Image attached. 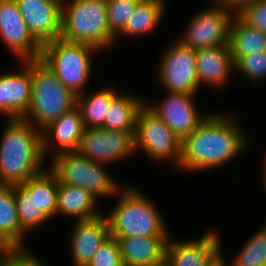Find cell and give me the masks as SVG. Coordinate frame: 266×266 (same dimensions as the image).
I'll return each mask as SVG.
<instances>
[{"instance_id":"cell-8","label":"cell","mask_w":266,"mask_h":266,"mask_svg":"<svg viewBox=\"0 0 266 266\" xmlns=\"http://www.w3.org/2000/svg\"><path fill=\"white\" fill-rule=\"evenodd\" d=\"M134 136L136 152L162 163L170 160L172 169L179 171L182 139L146 105L137 114Z\"/></svg>"},{"instance_id":"cell-39","label":"cell","mask_w":266,"mask_h":266,"mask_svg":"<svg viewBox=\"0 0 266 266\" xmlns=\"http://www.w3.org/2000/svg\"><path fill=\"white\" fill-rule=\"evenodd\" d=\"M151 266H168L167 263H166V260L159 263V264H156V265H151Z\"/></svg>"},{"instance_id":"cell-28","label":"cell","mask_w":266,"mask_h":266,"mask_svg":"<svg viewBox=\"0 0 266 266\" xmlns=\"http://www.w3.org/2000/svg\"><path fill=\"white\" fill-rule=\"evenodd\" d=\"M58 179L48 168L36 175V202L49 219L57 215Z\"/></svg>"},{"instance_id":"cell-5","label":"cell","mask_w":266,"mask_h":266,"mask_svg":"<svg viewBox=\"0 0 266 266\" xmlns=\"http://www.w3.org/2000/svg\"><path fill=\"white\" fill-rule=\"evenodd\" d=\"M31 100L22 119L42 131L76 106V98L40 59L31 60Z\"/></svg>"},{"instance_id":"cell-11","label":"cell","mask_w":266,"mask_h":266,"mask_svg":"<svg viewBox=\"0 0 266 266\" xmlns=\"http://www.w3.org/2000/svg\"><path fill=\"white\" fill-rule=\"evenodd\" d=\"M135 132L85 128L76 152L92 161L111 164L136 154Z\"/></svg>"},{"instance_id":"cell-31","label":"cell","mask_w":266,"mask_h":266,"mask_svg":"<svg viewBox=\"0 0 266 266\" xmlns=\"http://www.w3.org/2000/svg\"><path fill=\"white\" fill-rule=\"evenodd\" d=\"M140 0H106L108 27L116 37L125 27Z\"/></svg>"},{"instance_id":"cell-40","label":"cell","mask_w":266,"mask_h":266,"mask_svg":"<svg viewBox=\"0 0 266 266\" xmlns=\"http://www.w3.org/2000/svg\"><path fill=\"white\" fill-rule=\"evenodd\" d=\"M262 227L266 230V223L264 222V224L262 225Z\"/></svg>"},{"instance_id":"cell-22","label":"cell","mask_w":266,"mask_h":266,"mask_svg":"<svg viewBox=\"0 0 266 266\" xmlns=\"http://www.w3.org/2000/svg\"><path fill=\"white\" fill-rule=\"evenodd\" d=\"M120 92L110 103L103 129L135 132L136 118L145 105L143 97L129 92Z\"/></svg>"},{"instance_id":"cell-7","label":"cell","mask_w":266,"mask_h":266,"mask_svg":"<svg viewBox=\"0 0 266 266\" xmlns=\"http://www.w3.org/2000/svg\"><path fill=\"white\" fill-rule=\"evenodd\" d=\"M49 169L61 183L81 187L97 199L117 196L119 182L105 170L106 164L81 156L76 151L61 152L51 158Z\"/></svg>"},{"instance_id":"cell-9","label":"cell","mask_w":266,"mask_h":266,"mask_svg":"<svg viewBox=\"0 0 266 266\" xmlns=\"http://www.w3.org/2000/svg\"><path fill=\"white\" fill-rule=\"evenodd\" d=\"M164 49L158 69L157 80L167 92L197 94L200 91L197 76L196 50L175 39Z\"/></svg>"},{"instance_id":"cell-24","label":"cell","mask_w":266,"mask_h":266,"mask_svg":"<svg viewBox=\"0 0 266 266\" xmlns=\"http://www.w3.org/2000/svg\"><path fill=\"white\" fill-rule=\"evenodd\" d=\"M166 0H140L124 29L116 36L139 37L152 32L161 22L167 4Z\"/></svg>"},{"instance_id":"cell-20","label":"cell","mask_w":266,"mask_h":266,"mask_svg":"<svg viewBox=\"0 0 266 266\" xmlns=\"http://www.w3.org/2000/svg\"><path fill=\"white\" fill-rule=\"evenodd\" d=\"M169 237L128 236L118 239L124 266H151L165 261Z\"/></svg>"},{"instance_id":"cell-12","label":"cell","mask_w":266,"mask_h":266,"mask_svg":"<svg viewBox=\"0 0 266 266\" xmlns=\"http://www.w3.org/2000/svg\"><path fill=\"white\" fill-rule=\"evenodd\" d=\"M166 94V98L160 103L152 104L145 100V105L183 140L209 116L210 112L203 114L198 111L194 104L196 94L167 91Z\"/></svg>"},{"instance_id":"cell-15","label":"cell","mask_w":266,"mask_h":266,"mask_svg":"<svg viewBox=\"0 0 266 266\" xmlns=\"http://www.w3.org/2000/svg\"><path fill=\"white\" fill-rule=\"evenodd\" d=\"M30 33L41 44L60 38L63 0H15Z\"/></svg>"},{"instance_id":"cell-16","label":"cell","mask_w":266,"mask_h":266,"mask_svg":"<svg viewBox=\"0 0 266 266\" xmlns=\"http://www.w3.org/2000/svg\"><path fill=\"white\" fill-rule=\"evenodd\" d=\"M15 72L0 74V114L7 119H21L31 100V60L19 61Z\"/></svg>"},{"instance_id":"cell-23","label":"cell","mask_w":266,"mask_h":266,"mask_svg":"<svg viewBox=\"0 0 266 266\" xmlns=\"http://www.w3.org/2000/svg\"><path fill=\"white\" fill-rule=\"evenodd\" d=\"M25 236L19 224L14 185L0 184V238L11 249H25Z\"/></svg>"},{"instance_id":"cell-10","label":"cell","mask_w":266,"mask_h":266,"mask_svg":"<svg viewBox=\"0 0 266 266\" xmlns=\"http://www.w3.org/2000/svg\"><path fill=\"white\" fill-rule=\"evenodd\" d=\"M211 2V7L193 14L186 31L177 38L183 45L193 50L229 45L230 24L235 15L224 5Z\"/></svg>"},{"instance_id":"cell-13","label":"cell","mask_w":266,"mask_h":266,"mask_svg":"<svg viewBox=\"0 0 266 266\" xmlns=\"http://www.w3.org/2000/svg\"><path fill=\"white\" fill-rule=\"evenodd\" d=\"M0 38L16 59H40L42 45L30 33L15 0H0Z\"/></svg>"},{"instance_id":"cell-21","label":"cell","mask_w":266,"mask_h":266,"mask_svg":"<svg viewBox=\"0 0 266 266\" xmlns=\"http://www.w3.org/2000/svg\"><path fill=\"white\" fill-rule=\"evenodd\" d=\"M98 199L81 187L71 186L58 181L57 214L71 217L74 221L88 220L99 217Z\"/></svg>"},{"instance_id":"cell-14","label":"cell","mask_w":266,"mask_h":266,"mask_svg":"<svg viewBox=\"0 0 266 266\" xmlns=\"http://www.w3.org/2000/svg\"><path fill=\"white\" fill-rule=\"evenodd\" d=\"M221 236L207 231L198 238L174 240L170 235L166 243L165 260L168 266H211L223 253Z\"/></svg>"},{"instance_id":"cell-18","label":"cell","mask_w":266,"mask_h":266,"mask_svg":"<svg viewBox=\"0 0 266 266\" xmlns=\"http://www.w3.org/2000/svg\"><path fill=\"white\" fill-rule=\"evenodd\" d=\"M84 129L80 110L75 106L42 130L44 157L48 158V154L53 157L61 152L76 151Z\"/></svg>"},{"instance_id":"cell-34","label":"cell","mask_w":266,"mask_h":266,"mask_svg":"<svg viewBox=\"0 0 266 266\" xmlns=\"http://www.w3.org/2000/svg\"><path fill=\"white\" fill-rule=\"evenodd\" d=\"M237 16L248 26L266 34V0H257L245 7Z\"/></svg>"},{"instance_id":"cell-1","label":"cell","mask_w":266,"mask_h":266,"mask_svg":"<svg viewBox=\"0 0 266 266\" xmlns=\"http://www.w3.org/2000/svg\"><path fill=\"white\" fill-rule=\"evenodd\" d=\"M231 114L213 112L182 140L179 171L203 172L223 167L245 152L250 139Z\"/></svg>"},{"instance_id":"cell-38","label":"cell","mask_w":266,"mask_h":266,"mask_svg":"<svg viewBox=\"0 0 266 266\" xmlns=\"http://www.w3.org/2000/svg\"><path fill=\"white\" fill-rule=\"evenodd\" d=\"M11 248L0 238V251L10 250Z\"/></svg>"},{"instance_id":"cell-29","label":"cell","mask_w":266,"mask_h":266,"mask_svg":"<svg viewBox=\"0 0 266 266\" xmlns=\"http://www.w3.org/2000/svg\"><path fill=\"white\" fill-rule=\"evenodd\" d=\"M234 257L229 266H266V230L261 227Z\"/></svg>"},{"instance_id":"cell-32","label":"cell","mask_w":266,"mask_h":266,"mask_svg":"<svg viewBox=\"0 0 266 266\" xmlns=\"http://www.w3.org/2000/svg\"><path fill=\"white\" fill-rule=\"evenodd\" d=\"M87 266H124L118 240L112 236L105 240Z\"/></svg>"},{"instance_id":"cell-6","label":"cell","mask_w":266,"mask_h":266,"mask_svg":"<svg viewBox=\"0 0 266 266\" xmlns=\"http://www.w3.org/2000/svg\"><path fill=\"white\" fill-rule=\"evenodd\" d=\"M100 51L88 44L57 38L42 45L40 60L74 95L85 92L91 80L92 57Z\"/></svg>"},{"instance_id":"cell-25","label":"cell","mask_w":266,"mask_h":266,"mask_svg":"<svg viewBox=\"0 0 266 266\" xmlns=\"http://www.w3.org/2000/svg\"><path fill=\"white\" fill-rule=\"evenodd\" d=\"M15 201L22 231L27 234L50 220L36 202V176L20 185H14Z\"/></svg>"},{"instance_id":"cell-2","label":"cell","mask_w":266,"mask_h":266,"mask_svg":"<svg viewBox=\"0 0 266 266\" xmlns=\"http://www.w3.org/2000/svg\"><path fill=\"white\" fill-rule=\"evenodd\" d=\"M45 160L42 131L22 118L7 119L0 139V184H23L45 169Z\"/></svg>"},{"instance_id":"cell-30","label":"cell","mask_w":266,"mask_h":266,"mask_svg":"<svg viewBox=\"0 0 266 266\" xmlns=\"http://www.w3.org/2000/svg\"><path fill=\"white\" fill-rule=\"evenodd\" d=\"M235 72L253 82H263L266 79V50L238 57L234 61Z\"/></svg>"},{"instance_id":"cell-36","label":"cell","mask_w":266,"mask_h":266,"mask_svg":"<svg viewBox=\"0 0 266 266\" xmlns=\"http://www.w3.org/2000/svg\"><path fill=\"white\" fill-rule=\"evenodd\" d=\"M223 254H221L212 264L211 266H229L228 263H226L227 261L225 260V257L223 256Z\"/></svg>"},{"instance_id":"cell-35","label":"cell","mask_w":266,"mask_h":266,"mask_svg":"<svg viewBox=\"0 0 266 266\" xmlns=\"http://www.w3.org/2000/svg\"><path fill=\"white\" fill-rule=\"evenodd\" d=\"M219 4L224 5L230 12L234 15H237L241 12L245 7L252 4L257 0H213Z\"/></svg>"},{"instance_id":"cell-3","label":"cell","mask_w":266,"mask_h":266,"mask_svg":"<svg viewBox=\"0 0 266 266\" xmlns=\"http://www.w3.org/2000/svg\"><path fill=\"white\" fill-rule=\"evenodd\" d=\"M116 195V206L109 213H104L110 236L117 240L128 236L170 237L164 216L140 189L122 186Z\"/></svg>"},{"instance_id":"cell-19","label":"cell","mask_w":266,"mask_h":266,"mask_svg":"<svg viewBox=\"0 0 266 266\" xmlns=\"http://www.w3.org/2000/svg\"><path fill=\"white\" fill-rule=\"evenodd\" d=\"M197 76L199 86L223 88L232 74L234 62L229 45H218L196 50ZM223 86V87H222Z\"/></svg>"},{"instance_id":"cell-27","label":"cell","mask_w":266,"mask_h":266,"mask_svg":"<svg viewBox=\"0 0 266 266\" xmlns=\"http://www.w3.org/2000/svg\"><path fill=\"white\" fill-rule=\"evenodd\" d=\"M229 48L233 62L240 56L266 50V34L245 24L237 15L232 19Z\"/></svg>"},{"instance_id":"cell-33","label":"cell","mask_w":266,"mask_h":266,"mask_svg":"<svg viewBox=\"0 0 266 266\" xmlns=\"http://www.w3.org/2000/svg\"><path fill=\"white\" fill-rule=\"evenodd\" d=\"M44 261L26 248L0 251V266H46Z\"/></svg>"},{"instance_id":"cell-4","label":"cell","mask_w":266,"mask_h":266,"mask_svg":"<svg viewBox=\"0 0 266 266\" xmlns=\"http://www.w3.org/2000/svg\"><path fill=\"white\" fill-rule=\"evenodd\" d=\"M60 38L110 50L116 37L108 27L106 0H63Z\"/></svg>"},{"instance_id":"cell-26","label":"cell","mask_w":266,"mask_h":266,"mask_svg":"<svg viewBox=\"0 0 266 266\" xmlns=\"http://www.w3.org/2000/svg\"><path fill=\"white\" fill-rule=\"evenodd\" d=\"M88 92L85 91L76 98V106L80 110L84 127L102 128L111 101L121 91H116L112 87H105L93 93L90 90Z\"/></svg>"},{"instance_id":"cell-17","label":"cell","mask_w":266,"mask_h":266,"mask_svg":"<svg viewBox=\"0 0 266 266\" xmlns=\"http://www.w3.org/2000/svg\"><path fill=\"white\" fill-rule=\"evenodd\" d=\"M70 233L73 266H87L98 248L110 237L104 212L97 218L75 221Z\"/></svg>"},{"instance_id":"cell-37","label":"cell","mask_w":266,"mask_h":266,"mask_svg":"<svg viewBox=\"0 0 266 266\" xmlns=\"http://www.w3.org/2000/svg\"><path fill=\"white\" fill-rule=\"evenodd\" d=\"M266 157V156H265ZM264 157V171H263V188L265 189L266 192V158Z\"/></svg>"}]
</instances>
